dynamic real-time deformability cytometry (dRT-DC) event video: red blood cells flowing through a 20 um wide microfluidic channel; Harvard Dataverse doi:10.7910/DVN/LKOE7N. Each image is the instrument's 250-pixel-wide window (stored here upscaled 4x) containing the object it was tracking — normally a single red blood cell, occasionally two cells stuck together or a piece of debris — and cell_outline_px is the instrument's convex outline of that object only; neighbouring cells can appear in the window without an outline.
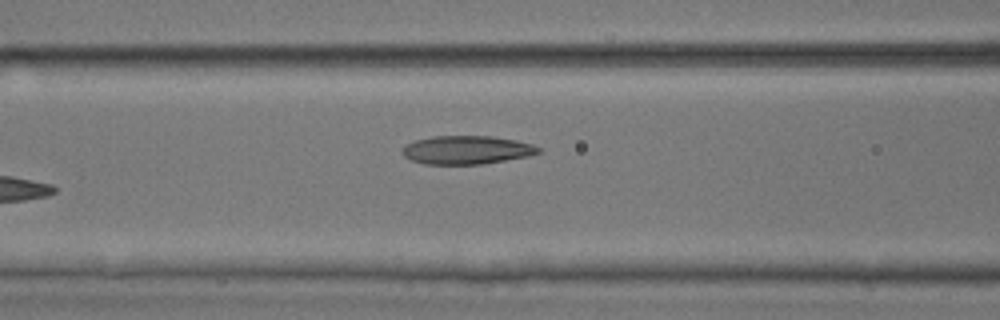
{"species": "common noctule bat (a hibernating species)", "species_latin": "Nyctalus noctula", "temperature_condition": "room temperature", "stored_images_in_passage": 5, "camera_frame_rate_fps": 3000, "um_per_image_px": 0.085, "animal": {"sex": "male", "body_mass_g": 17.9, "forearm_length_mm": 54.2}, "frame": {"image": 1, "passage_image": 5, "time_ms": 1.333, "image_size_px": [1000, 320], "cell_outline_px": [[540, 152], [528, 156], [484, 164], [424, 164], [412, 160], [404, 156], [400, 152], [404, 144], [416, 140], [432, 136], [492, 136], [516, 140], [532, 144], [540, 148]], "centroid_in_image_um": [39.64, 12.74], "position_along_channel_um": 127.0, "area_um2": 22.66}}